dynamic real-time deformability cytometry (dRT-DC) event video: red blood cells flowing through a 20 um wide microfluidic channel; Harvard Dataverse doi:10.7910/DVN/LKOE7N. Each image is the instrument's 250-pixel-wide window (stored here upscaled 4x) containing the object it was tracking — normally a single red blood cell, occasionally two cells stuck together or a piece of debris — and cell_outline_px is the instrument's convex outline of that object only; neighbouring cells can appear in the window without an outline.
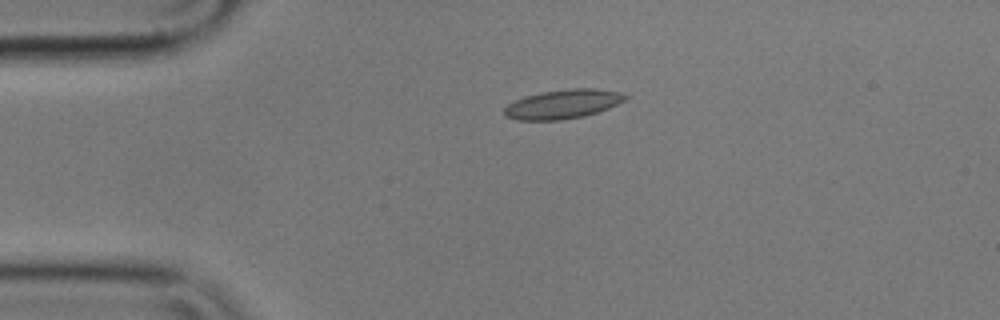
{"species": "common noctule bat (a hibernating species)", "species_latin": "Nyctalus noctula", "temperature_condition": "cold", "stored_images_in_passage": 27, "camera_frame_rate_fps": 3000, "um_per_image_px": 0.085, "animal": {"sex": "male", "body_mass_g": 17.9}, "frame": {"image": 1, "passage_image": 1, "time_ms": 0.0, "image_size_px": [1000, 320], "cell_outline_px": [[628, 96], [624, 100], [608, 108], [584, 116], [560, 120], [516, 120], [504, 116], [504, 108], [508, 104], [524, 96], [544, 92], [572, 88], [596, 88], [620, 92]], "centroid_in_image_um": [47.82, 8.85], "position_along_channel_um": 37.2, "area_um2": 20.4}}
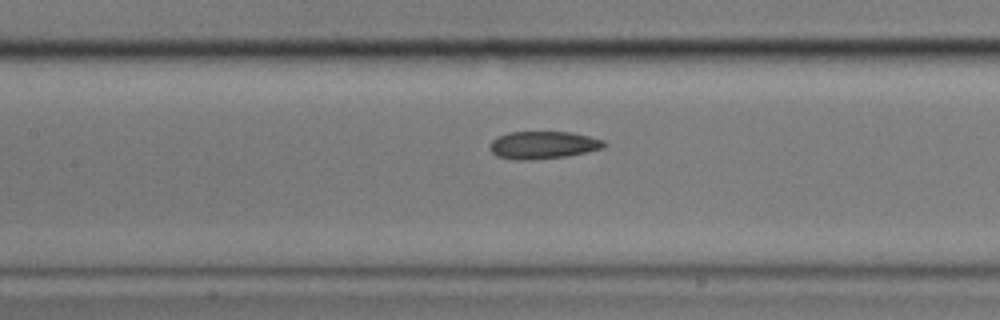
{"frame": {"image": 2, "passage_image": 14, "time_ms": 4.333, "image_size_px": [1000, 320], "cell_outline_px": [[608, 144], [604, 148], [564, 156], [532, 160], [516, 160], [496, 156], [492, 152], [492, 140], [496, 136], [508, 132], [572, 132], [604, 140]], "centroid_in_image_um": [46.17, 12.32], "position_along_channel_um": 161.2, "area_um2": 18.26}}
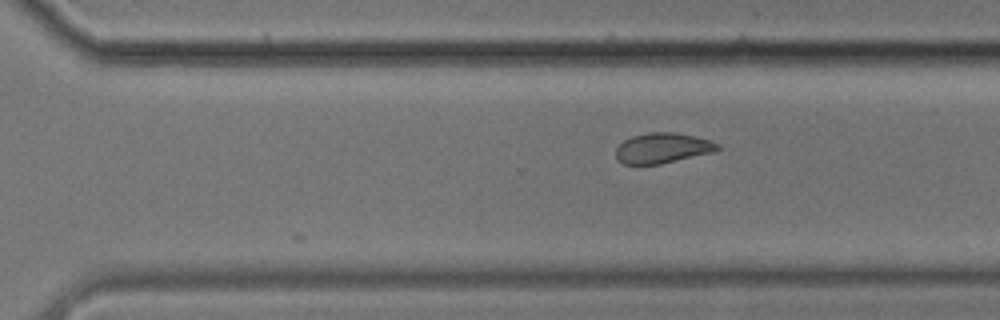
{"frame": {"image": 3, "passage_image": 27, "time_ms": 8.667, "image_size_px": [1000, 320], "cell_outline_px": [[720, 148], [716, 152], [660, 164], [624, 164], [616, 160], [616, 148], [624, 140], [632, 136], [648, 132], [676, 132], [708, 140], [720, 144]], "centroid_in_image_um": [56.32, 12.59], "position_along_channel_um": 314.3, "area_um2": 18.03}}